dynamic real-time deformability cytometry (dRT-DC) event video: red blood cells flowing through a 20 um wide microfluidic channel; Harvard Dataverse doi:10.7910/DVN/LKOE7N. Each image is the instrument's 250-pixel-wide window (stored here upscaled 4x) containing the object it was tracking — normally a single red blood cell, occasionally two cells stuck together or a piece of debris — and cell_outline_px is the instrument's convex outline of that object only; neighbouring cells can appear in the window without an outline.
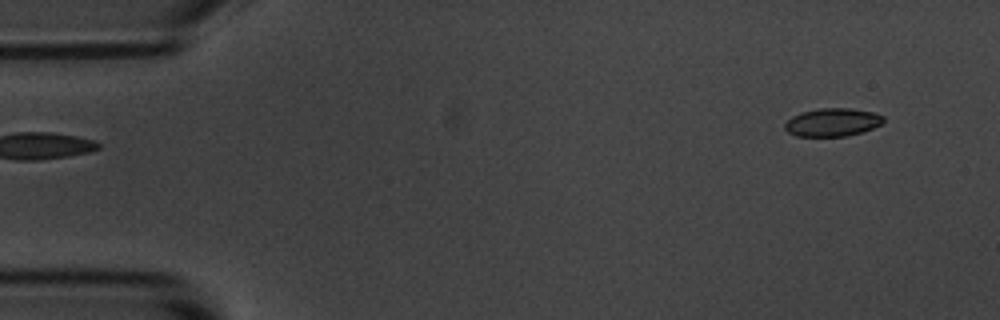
{"species": "common noctule bat (a hibernating species)", "species_latin": "Nyctalus noctula", "temperature_condition": "room temperature", "stored_images_in_passage": 6, "segment_of_instrument_passage": [2, 2], "camera_frame_rate_fps": 3000, "um_per_image_px": 0.085, "animal": {"sex": "male", "body_mass_g": 20.1, "forearm_length_mm": 53.5}, "frame": {"image": 1, "passage_image": 6, "time_ms": 5.667, "image_size_px": [1000, 320], "cell_outline_px": [[884, 120], [880, 124], [872, 128], [848, 136], [796, 136], [788, 132], [784, 128], [784, 124], [792, 116], [804, 112], [820, 108], [852, 108], [872, 112], [884, 116]], "centroid_in_image_um": [70.75, 10.39], "position_along_channel_um": 14.3, "area_um2": 16.01}}